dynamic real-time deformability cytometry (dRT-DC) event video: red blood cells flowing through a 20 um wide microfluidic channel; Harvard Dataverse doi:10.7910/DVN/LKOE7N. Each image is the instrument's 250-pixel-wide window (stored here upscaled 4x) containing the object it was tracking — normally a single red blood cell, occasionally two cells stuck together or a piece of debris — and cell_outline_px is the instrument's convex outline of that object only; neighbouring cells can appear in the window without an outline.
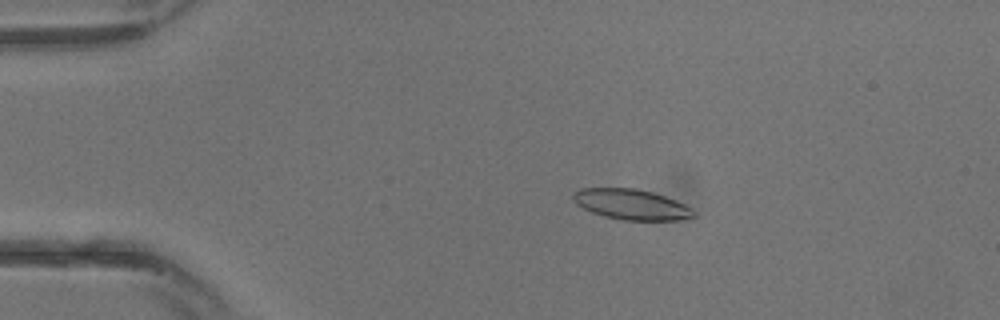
{"species": "common noctule bat (a hibernating species)", "species_latin": "Nyctalus noctula", "temperature_condition": "warm", "stored_images_in_passage": 13, "camera_frame_rate_fps": 3000, "um_per_image_px": 0.085, "animal": {"sex": "male", "body_mass_g": 13.3}, "frame": {"image": 1, "passage_image": 4, "time_ms": 1.0, "image_size_px": [1000, 320], "cell_outline_px": [[696, 216], [680, 220], [624, 220], [604, 216], [592, 212], [576, 204], [572, 200], [572, 196], [580, 188], [636, 188], [652, 192], [676, 200], [692, 208]], "centroid_in_image_um": [53.67, 17.37], "position_along_channel_um": 31.3, "area_um2": 21.33}}
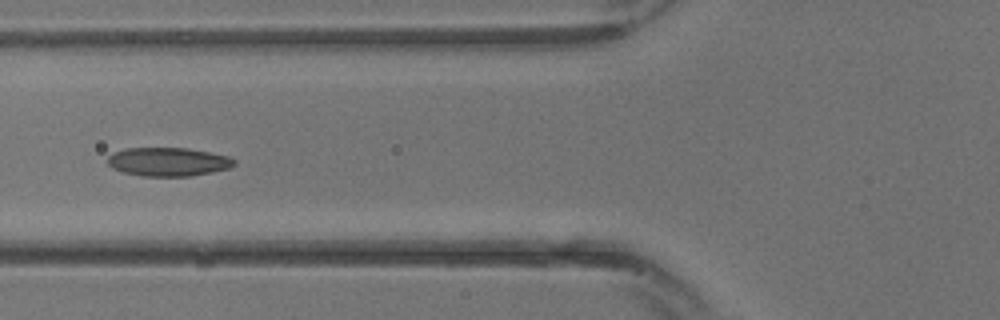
{"frame": {"image": 2, "passage_image": 10, "time_ms": 3.0, "image_size_px": [1000, 320], "cell_outline_px": [[236, 164], [228, 168], [212, 172], [192, 176], [140, 176], [124, 172], [112, 168], [108, 164], [108, 156], [112, 152], [124, 148], [188, 148], [228, 156], [236, 160]], "centroid_in_image_um": [14.28, 13.75], "position_along_channel_um": 111.5, "area_um2": 21.21}}
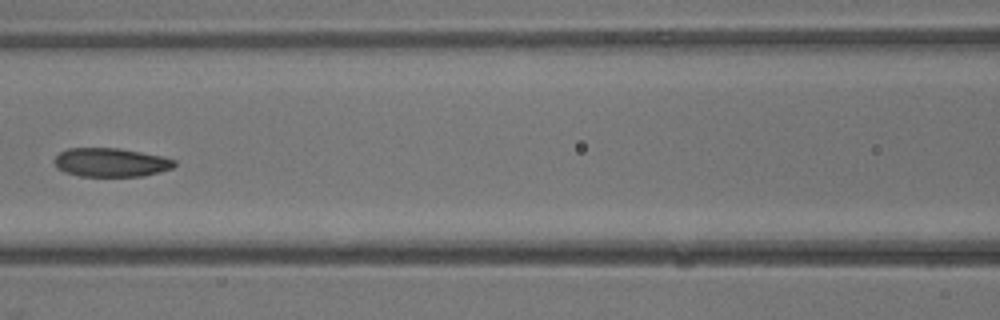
{"frame": {"image": 3, "passage_image": 12, "time_ms": 3.667, "image_size_px": [1000, 320], "cell_outline_px": [[176, 164], [172, 168], [160, 172], [144, 176], [80, 176], [64, 172], [56, 168], [52, 160], [60, 152], [68, 148], [120, 148], [160, 156], [176, 160]], "centroid_in_image_um": [9.39, 13.81], "position_along_channel_um": 157.2, "area_um2": 20.23}}